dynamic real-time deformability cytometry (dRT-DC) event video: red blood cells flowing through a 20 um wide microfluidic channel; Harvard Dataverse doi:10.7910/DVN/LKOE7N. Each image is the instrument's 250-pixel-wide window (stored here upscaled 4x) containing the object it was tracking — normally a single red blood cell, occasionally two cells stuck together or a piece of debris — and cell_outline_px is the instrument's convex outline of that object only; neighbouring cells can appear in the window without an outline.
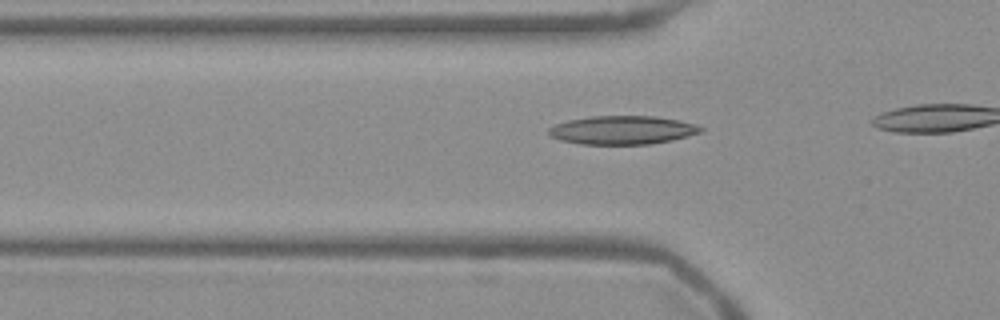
{"species": "Egyptian fruit bat (a non-hibernating species)", "species_latin": "Rousettus aegyptiacus", "temperature_condition": "warm", "stored_images_in_passage": 11, "camera_frame_rate_fps": 3000, "um_per_image_px": 0.085, "frame": {"image": 1, "passage_image": 8, "time_ms": 2.333, "image_size_px": [1000, 320], "cell_outline_px": [[704, 128], [700, 132], [672, 140], [652, 144], [580, 144], [560, 140], [552, 136], [548, 132], [548, 128], [556, 124], [568, 120], [592, 116], [656, 116], [680, 120], [696, 124]], "centroid_in_image_um": [52.91, 11.05], "position_along_channel_um": 72.9, "area_um2": 25.26}}